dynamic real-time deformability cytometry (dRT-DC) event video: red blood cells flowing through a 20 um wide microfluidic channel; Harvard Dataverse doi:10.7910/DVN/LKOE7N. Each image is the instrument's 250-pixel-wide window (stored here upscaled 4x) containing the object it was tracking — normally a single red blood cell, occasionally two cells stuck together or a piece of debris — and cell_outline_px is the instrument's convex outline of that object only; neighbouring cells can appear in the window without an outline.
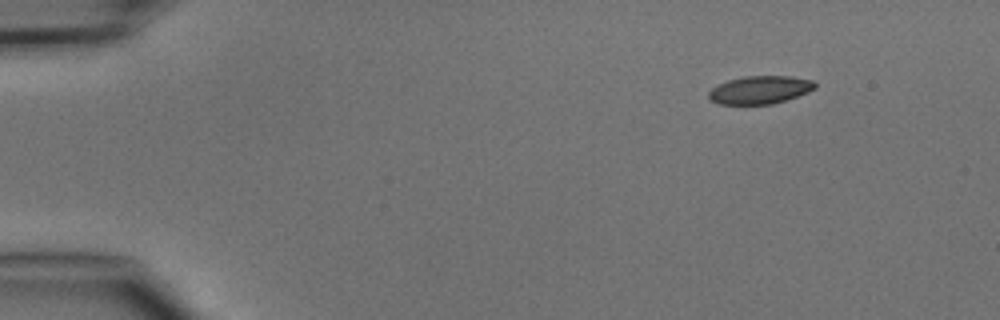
{"species": "common noctule bat (a hibernating species)", "species_latin": "Nyctalus noctula", "temperature_condition": "cold", "stored_images_in_passage": 5, "segment_of_instrument_passage": [2, 2], "camera_frame_rate_fps": 3000, "um_per_image_px": 0.085, "animal": {"sex": "male", "body_mass_g": 15.6}, "frame": {"image": 1, "passage_image": 5, "time_ms": 5.667, "image_size_px": [1000, 320], "cell_outline_px": [[816, 88], [808, 92], [772, 104], [716, 104], [708, 96], [708, 92], [712, 88], [728, 80], [744, 76], [792, 76], [812, 80], [816, 84]], "centroid_in_image_um": [64.59, 7.63], "position_along_channel_um": 20.4, "area_um2": 17.22}}